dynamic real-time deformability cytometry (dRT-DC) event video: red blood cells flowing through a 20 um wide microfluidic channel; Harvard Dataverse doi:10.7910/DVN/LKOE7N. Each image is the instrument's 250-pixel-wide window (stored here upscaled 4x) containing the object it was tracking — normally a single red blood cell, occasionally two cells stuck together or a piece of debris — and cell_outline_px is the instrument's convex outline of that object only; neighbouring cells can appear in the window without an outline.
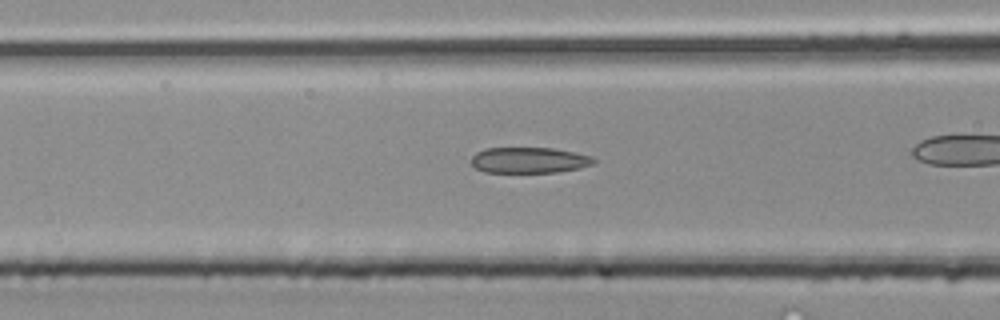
{"species": "common noctule bat (a hibernating species)", "species_latin": "Nyctalus noctula", "temperature_condition": "room temperature", "stored_images_in_passage": 24, "camera_frame_rate_fps": 3000, "um_per_image_px": 0.085, "animal": {"sex": "male", "body_mass_g": 20.4}, "frame": {"image": 1, "passage_image": 8, "time_ms": 2.333, "image_size_px": [1000, 320], "cell_outline_px": [[596, 160], [592, 164], [580, 168], [556, 172], [484, 172], [476, 168], [472, 164], [472, 156], [476, 152], [484, 148], [552, 148], [592, 156]], "centroid_in_image_um": [44.96, 13.61], "position_along_channel_um": 121.6, "area_um2": 18.32}}